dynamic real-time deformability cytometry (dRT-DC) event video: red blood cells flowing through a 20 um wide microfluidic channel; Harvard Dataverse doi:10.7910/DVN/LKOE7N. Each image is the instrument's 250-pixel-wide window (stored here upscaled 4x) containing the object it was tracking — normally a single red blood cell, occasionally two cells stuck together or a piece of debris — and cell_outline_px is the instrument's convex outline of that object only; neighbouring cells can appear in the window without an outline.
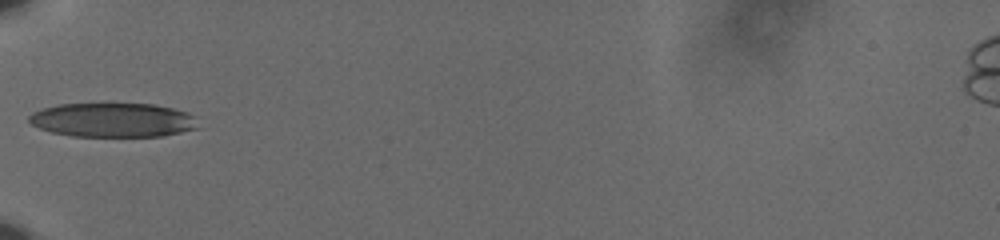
{"species": "human", "species_latin": "Homo sapiens", "temperature_condition": "cold", "stored_images_in_passage": 36, "camera_frame_rate_fps": 3000, "um_per_image_px": 0.085, "donor": {"sex": "male"}, "frame": {"image": 1, "passage_image": 1, "time_ms": 0.0, "image_size_px": [1000, 240], "cell_outline_px": [[200, 128], [160, 136], [72, 136], [52, 132], [40, 128], [32, 124], [28, 120], [28, 116], [32, 112], [44, 108], [60, 104], [156, 104], [188, 112], [192, 116]], "centroid_in_image_um": [9.59, 10.2], "position_along_channel_um": 75.4, "area_um2": 33.52}}
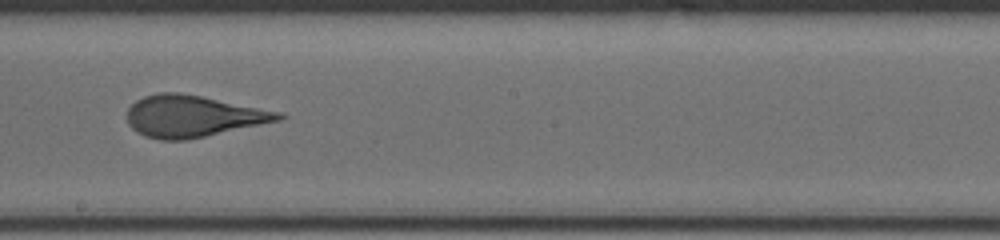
{"frame": {"image": 2, "passage_image": 14, "time_ms": 4.333, "image_size_px": [1000, 240], "cell_outline_px": [[288, 116], [280, 120], [204, 136], [184, 140], [160, 140], [144, 136], [136, 132], [128, 124], [128, 108], [136, 100], [144, 96], [156, 92], [180, 92], [280, 112]], "centroid_in_image_um": [16.34, 9.87], "position_along_channel_um": 231.9, "area_um2": 36.36}}
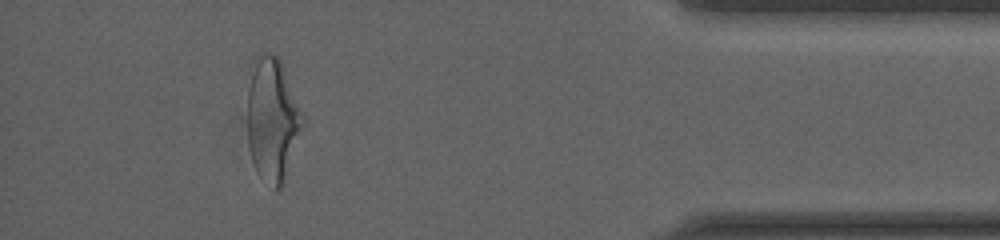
{"frame": {"image": 3, "passage_image": 32, "time_ms": 10.333, "image_size_px": [1000, 240], "cell_outline_px": [[304, 124], [284, 184], [276, 192], [256, 172], [248, 148], [248, 88], [252, 72], [260, 52], [268, 52], [276, 56], [280, 60], [304, 116]], "centroid_in_image_um": [23.17, 10.24], "position_along_channel_um": 412.0, "area_um2": 39.71}, "authors_computed_cell_mechanics": {"area_um2": 36.6741, "velocity_mm_per_s": 3.6445, "shape_relaxation_time_tau1_ms": 8.1659, "shape_relaxation_time_tau2_ms": 0.7829, "deformation_change_tau1": 0.2337, "deformation_change_tau2": 0.0982}}